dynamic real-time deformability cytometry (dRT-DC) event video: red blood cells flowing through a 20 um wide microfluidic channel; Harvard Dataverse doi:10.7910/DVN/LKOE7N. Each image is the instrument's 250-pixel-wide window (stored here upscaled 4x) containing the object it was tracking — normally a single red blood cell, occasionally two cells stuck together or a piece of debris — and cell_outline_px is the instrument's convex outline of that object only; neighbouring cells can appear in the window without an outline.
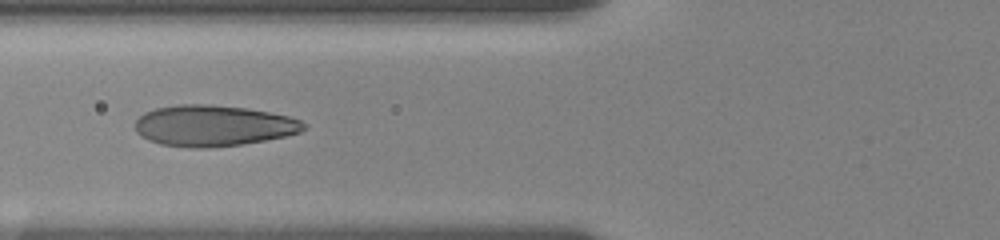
{"species": "human", "species_latin": "Homo sapiens", "temperature_condition": "room temperature", "stored_images_in_passage": 9, "camera_frame_rate_fps": 3000, "um_per_image_px": 0.085, "donor": {"sex": "female"}, "frame": {"image": 1, "passage_image": 6, "time_ms": 4.667, "image_size_px": [1000, 240], "cell_outline_px": [[304, 128], [300, 132], [284, 136], [264, 140], [240, 144], [208, 148], [192, 148], [160, 144], [148, 140], [140, 136], [136, 132], [136, 120], [144, 112], [156, 108], [176, 104], [212, 104], [248, 108], [288, 116], [300, 120], [304, 124]], "centroid_in_image_um": [18.08, 10.67], "position_along_channel_um": 107.7, "area_um2": 40.29}}
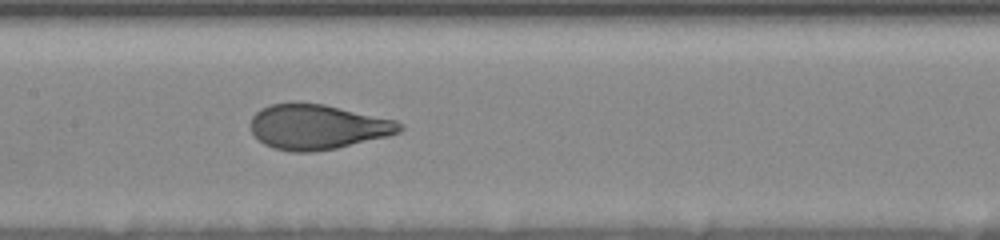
{"frame": {"image": 2, "passage_image": 8, "time_ms": 6.667, "image_size_px": [1000, 240], "cell_outline_px": [[404, 128], [400, 132], [388, 136], [336, 148], [312, 152], [292, 152], [272, 148], [264, 144], [252, 132], [252, 116], [260, 108], [272, 104], [292, 100], [296, 100], [324, 104], [396, 120], [404, 124]], "centroid_in_image_um": [26.99, 10.76], "position_along_channel_um": 180.4, "area_um2": 39.54}}
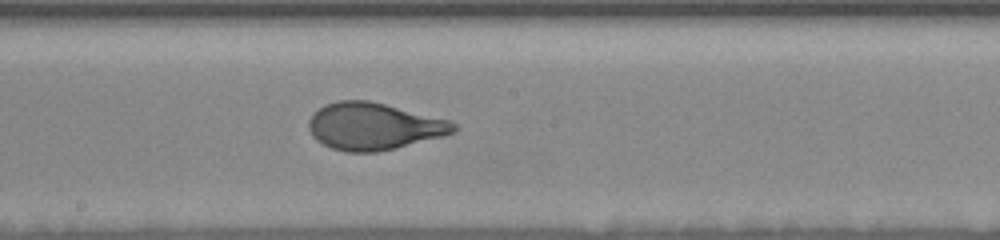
{"frame": {"image": 3, "passage_image": 9, "time_ms": 7.667, "image_size_px": [1000, 240], "cell_outline_px": [[460, 128], [456, 132], [444, 136], [396, 148], [376, 152], [344, 152], [332, 148], [316, 140], [312, 136], [308, 128], [308, 120], [312, 112], [324, 104], [340, 100], [368, 100], [452, 120]], "centroid_in_image_um": [31.78, 10.73], "position_along_channel_um": 216.4, "area_um2": 40.23}}